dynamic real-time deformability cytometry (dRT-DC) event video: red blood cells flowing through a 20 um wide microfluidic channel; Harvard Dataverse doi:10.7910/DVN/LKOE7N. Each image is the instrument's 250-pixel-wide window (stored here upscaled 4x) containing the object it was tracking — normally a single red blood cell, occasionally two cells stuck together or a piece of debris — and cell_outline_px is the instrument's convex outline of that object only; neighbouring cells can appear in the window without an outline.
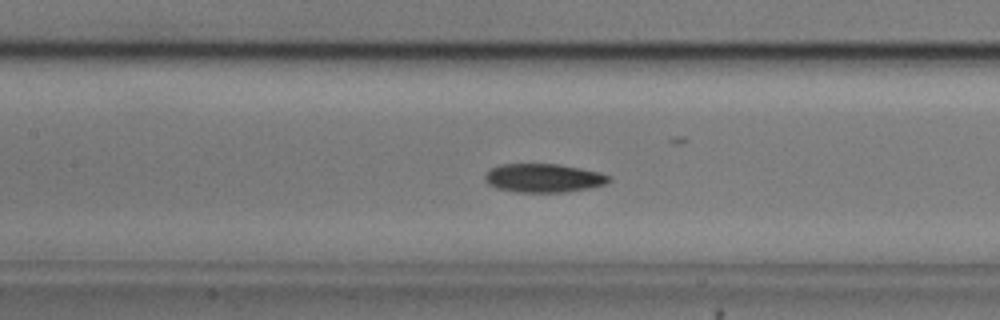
{"species": "common noctule bat (a hibernating species)", "species_latin": "Nyctalus noctula", "temperature_condition": "cold", "stored_images_in_passage": 56, "camera_frame_rate_fps": 3000, "um_per_image_px": 0.085, "animal": {"sex": "male", "body_mass_g": 20.5, "forearm_length_mm": 52.5}, "frame": {"image": 1, "passage_image": 25, "time_ms": 8.0, "image_size_px": [1000, 320], "cell_outline_px": [[612, 180], [604, 184], [588, 188], [564, 192], [516, 192], [496, 188], [488, 184], [484, 180], [484, 176], [488, 168], [500, 164], [560, 164], [600, 172], [612, 176]], "centroid_in_image_um": [46.17, 15.12], "position_along_channel_um": 161.2, "area_um2": 20.92}}
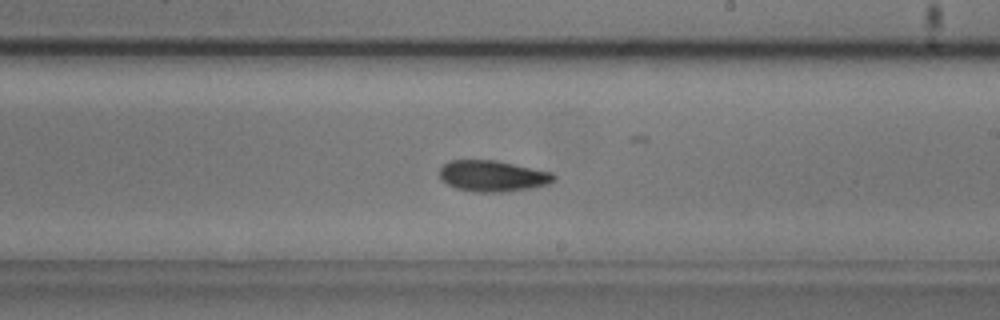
{"frame": {"image": 2, "passage_image": 32, "time_ms": 10.333, "image_size_px": [1000, 320], "cell_outline_px": [[556, 180], [548, 184], [532, 188], [504, 192], [472, 192], [456, 188], [440, 180], [440, 168], [444, 164], [452, 160], [496, 160], [552, 172], [556, 176]], "centroid_in_image_um": [41.89, 14.97], "position_along_channel_um": 247.1, "area_um2": 20.87}}
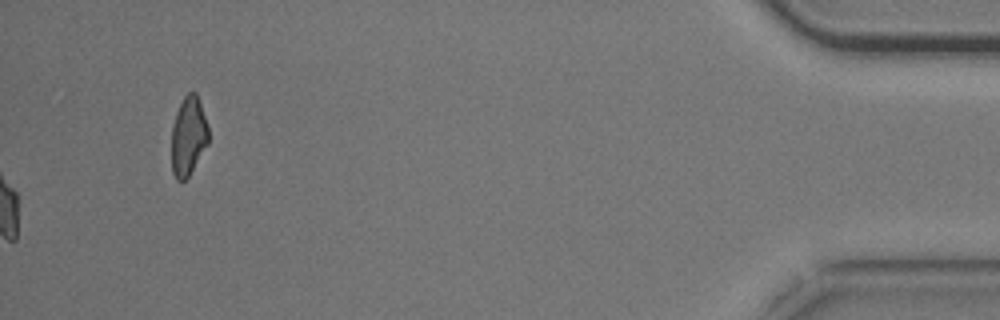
{"frame": {"image": 3, "passage_image": 56, "time_ms": 18.333, "image_size_px": [1000, 320], "cell_outline_px": [[208, 144], [188, 176], [184, 180], [176, 180], [172, 172], [172, 128], [176, 112], [184, 96], [188, 92], [196, 92], [208, 128]], "centroid_in_image_um": [16.0, 11.57], "position_along_channel_um": 419.2, "area_um2": 16.7}, "authors_computed_cell_mechanics": {"area_um2": 20.1433, "velocity_mm_per_s": 3.6987, "shape_relaxation_time_tau1_ms": 3.1663, "shape_relaxation_time_tau2_ms": 4.1845, "deformation_change_tau1": 0.1216, "deformation_change_tau2": 0.106}}